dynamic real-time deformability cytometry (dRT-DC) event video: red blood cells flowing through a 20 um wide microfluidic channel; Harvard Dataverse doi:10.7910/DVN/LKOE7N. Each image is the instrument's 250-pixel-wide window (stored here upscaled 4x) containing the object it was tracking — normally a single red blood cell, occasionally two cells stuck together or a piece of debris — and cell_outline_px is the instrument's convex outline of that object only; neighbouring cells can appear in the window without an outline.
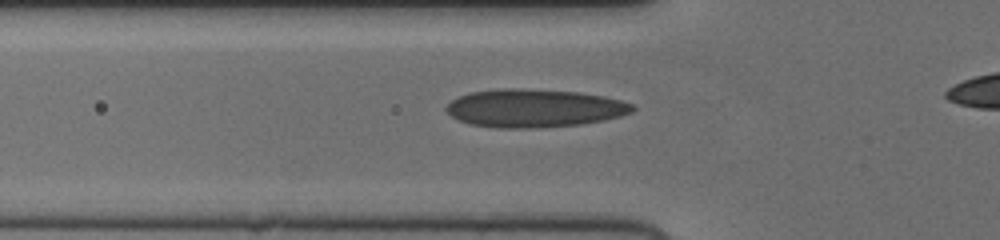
{"species": "human", "species_latin": "Homo sapiens", "temperature_condition": "cold", "stored_images_in_passage": 38, "camera_frame_rate_fps": 3000, "um_per_image_px": 0.085, "donor": {"sex": "female"}, "frame": {"image": 1, "passage_image": 13, "time_ms": 4.0, "image_size_px": [1000, 240], "cell_outline_px": [[636, 108], [632, 112], [620, 116], [604, 120], [580, 124], [540, 128], [500, 128], [468, 124], [452, 116], [444, 108], [452, 100], [468, 92], [500, 88], [520, 88], [580, 92], [604, 96], [620, 100], [632, 104]], "centroid_in_image_um": [45.41, 9.19], "position_along_channel_um": 80.4, "area_um2": 41.56}}
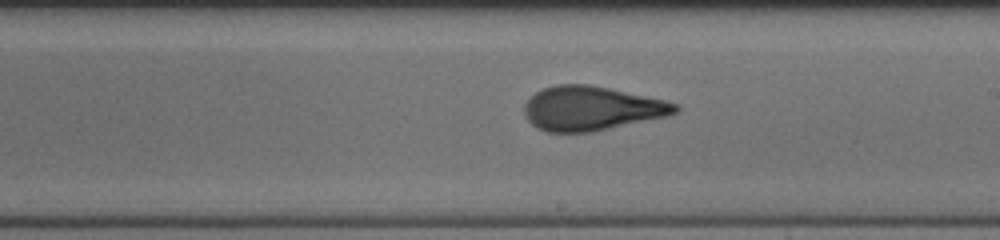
{"frame": {"image": 2, "passage_image": 25, "time_ms": 8.0, "image_size_px": [1000, 240], "cell_outline_px": [[680, 108], [676, 112], [668, 116], [592, 132], [548, 132], [536, 128], [528, 120], [524, 112], [524, 104], [536, 92], [544, 88], [556, 84], [588, 84], [608, 88], [664, 100], [680, 104]], "centroid_in_image_um": [50.28, 9.22], "position_along_channel_um": 238.7, "area_um2": 38.78}}
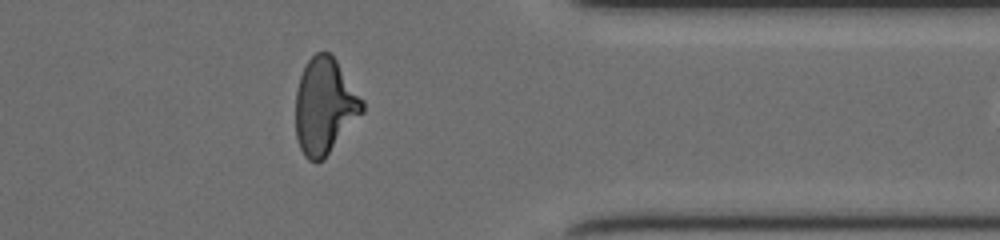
{"frame": {"image": 3, "passage_image": 37, "time_ms": 12.0, "image_size_px": [1000, 240], "cell_outline_px": [[364, 112], [324, 160], [316, 164], [308, 160], [304, 156], [296, 140], [296, 92], [300, 76], [308, 60], [316, 52], [328, 52], [336, 60], [364, 100]], "centroid_in_image_um": [27.6, 9.07], "position_along_channel_um": 383.8, "area_um2": 37.63}}